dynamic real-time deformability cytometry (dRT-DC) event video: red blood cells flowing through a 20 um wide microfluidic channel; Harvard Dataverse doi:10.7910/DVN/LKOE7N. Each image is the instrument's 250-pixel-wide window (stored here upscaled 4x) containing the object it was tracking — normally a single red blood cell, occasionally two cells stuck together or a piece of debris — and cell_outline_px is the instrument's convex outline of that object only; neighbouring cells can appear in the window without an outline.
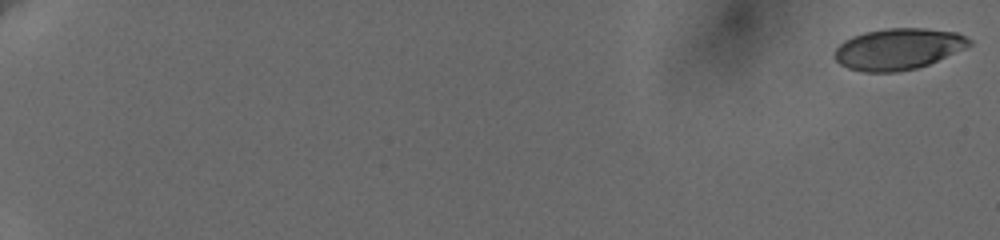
{"species": "human", "species_latin": "Homo sapiens", "temperature_condition": "cold", "stored_images_in_passage": 60, "camera_frame_rate_fps": 3000, "um_per_image_px": 0.085, "donor": {"sex": "female"}, "frame": {"image": 1, "passage_image": 1, "time_ms": 0.0, "image_size_px": [1000, 240], "cell_outline_px": [[972, 44], [964, 48], [928, 64], [916, 68], [896, 72], [864, 72], [848, 68], [840, 64], [836, 60], [836, 48], [844, 40], [852, 36], [864, 32], [884, 28], [924, 28], [956, 32], [972, 40]], "centroid_in_image_um": [76.33, 4.15], "position_along_channel_um": 8.7, "area_um2": 32.19}}
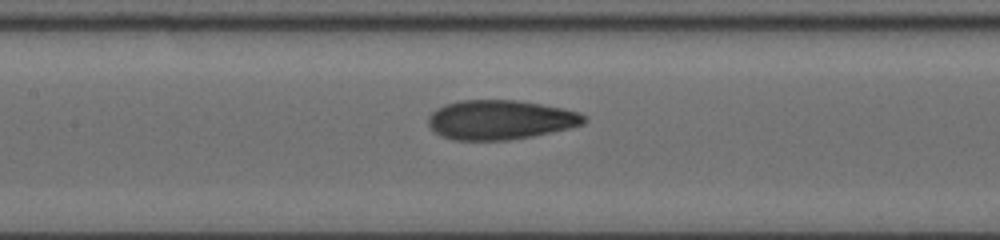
{"frame": {"image": 2, "passage_image": 33, "time_ms": 10.667, "image_size_px": [1000, 240], "cell_outline_px": [[588, 120], [584, 124], [552, 132], [532, 136], [508, 140], [452, 140], [440, 136], [428, 124], [428, 116], [436, 108], [444, 104], [460, 100], [516, 100], [564, 108], [580, 112], [588, 116]], "centroid_in_image_um": [42.54, 10.18], "position_along_channel_um": 164.9, "area_um2": 36.07}}
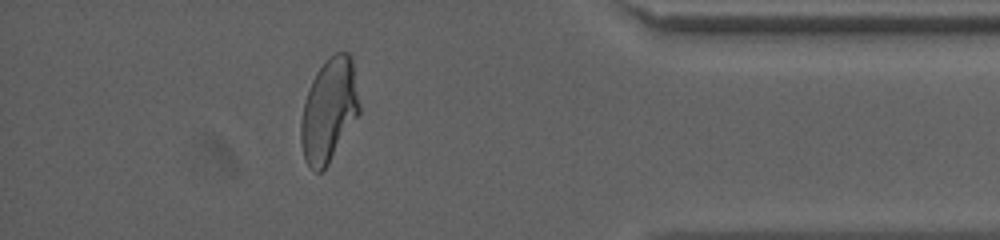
{"frame": {"image": 3, "passage_image": 55, "time_ms": 18.0, "image_size_px": [1000, 240], "cell_outline_px": [[360, 112], [328, 164], [320, 172], [316, 172], [304, 160], [300, 140], [300, 124], [304, 100], [312, 80], [316, 72], [324, 60], [328, 56], [336, 52], [348, 52], [352, 56], [360, 104]], "centroid_in_image_um": [27.96, 9.33], "position_along_channel_um": 407.2, "area_um2": 35.37}, "authors_computed_cell_mechanics": {"area_um2": 34.4777, "velocity_mm_per_s": 3.6408, "shape_relaxation_time_tau1_ms": 7.4686, "shape_relaxation_time_tau2_ms": 1.1005, "deformation_change_tau1": 0.2204, "deformation_change_tau2": 0.0738}}